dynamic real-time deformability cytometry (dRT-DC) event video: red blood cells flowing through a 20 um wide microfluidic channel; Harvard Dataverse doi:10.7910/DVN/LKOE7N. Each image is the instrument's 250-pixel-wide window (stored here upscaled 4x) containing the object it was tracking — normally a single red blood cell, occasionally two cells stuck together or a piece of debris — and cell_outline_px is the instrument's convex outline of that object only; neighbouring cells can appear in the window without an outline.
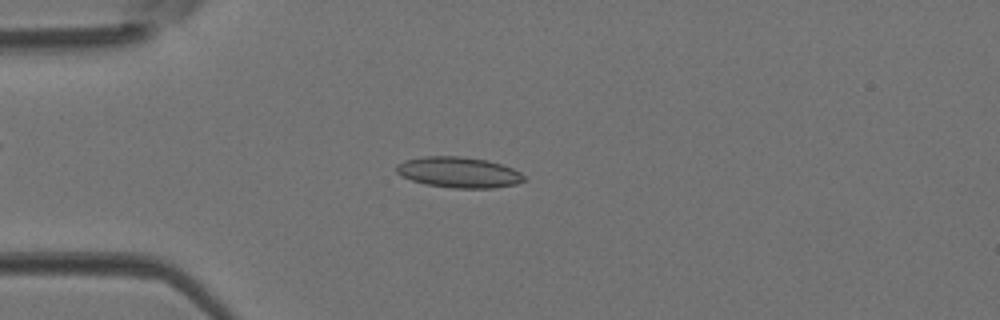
{"species": "Egyptian fruit bat (a non-hibernating species)", "species_latin": "Rousettus aegyptiacus", "temperature_condition": "room temperature", "stored_images_in_passage": 37, "camera_frame_rate_fps": 3000, "um_per_image_px": 0.085, "animal": {"sex": "female"}, "frame": {"image": 1, "passage_image": 5, "time_ms": 1.333, "image_size_px": [1000, 320], "cell_outline_px": [[528, 180], [516, 184], [492, 188], [452, 188], [424, 184], [400, 176], [396, 172], [396, 164], [404, 160], [424, 156], [460, 156], [488, 160], [512, 168], [520, 172]], "centroid_in_image_um": [38.98, 14.65], "position_along_channel_um": 46.0, "area_um2": 23.06}}
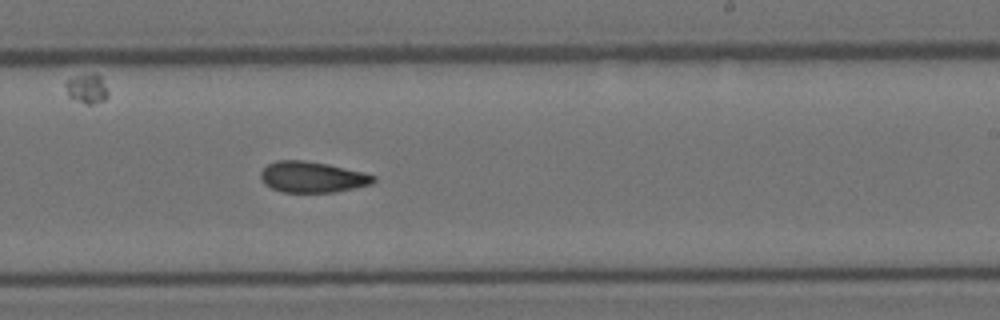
{"frame": {"image": 2, "passage_image": 20, "time_ms": 6.333, "image_size_px": [1000, 320], "cell_outline_px": [[376, 180], [372, 184], [356, 188], [336, 192], [284, 192], [272, 188], [264, 184], [260, 176], [260, 172], [268, 164], [276, 160], [304, 160], [328, 164], [364, 172], [376, 176]], "centroid_in_image_um": [26.57, 15.05], "position_along_channel_um": 262.4, "area_um2": 20.46}}
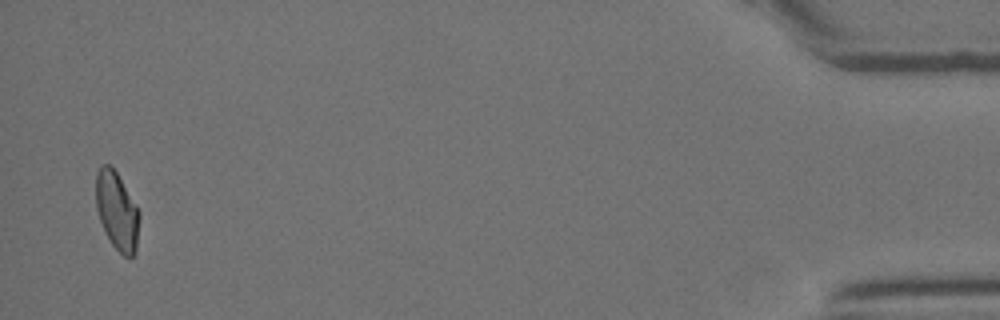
{"frame": {"image": 3, "passage_image": 36, "time_ms": 11.667, "image_size_px": [1000, 320], "cell_outline_px": [[140, 216], [136, 252], [132, 256], [124, 256], [112, 244], [100, 220], [96, 208], [96, 172], [100, 164], [108, 164], [116, 172], [136, 204], [140, 212]], "centroid_in_image_um": [9.95, 17.91], "position_along_channel_um": 425.3, "area_um2": 19.65}}